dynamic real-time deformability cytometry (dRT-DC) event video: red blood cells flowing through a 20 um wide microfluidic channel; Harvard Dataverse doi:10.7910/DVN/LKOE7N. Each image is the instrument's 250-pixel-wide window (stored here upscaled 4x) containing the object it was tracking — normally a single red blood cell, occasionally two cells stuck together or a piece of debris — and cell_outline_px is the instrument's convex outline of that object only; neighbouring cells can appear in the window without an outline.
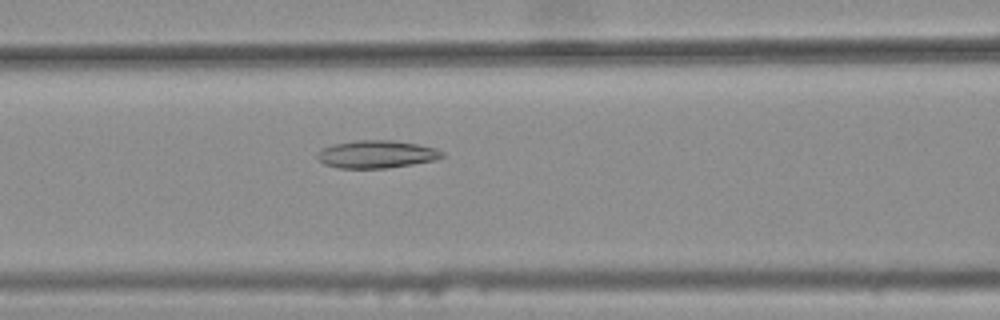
{"species": "common noctule bat (a hibernating species)", "species_latin": "Nyctalus noctula", "temperature_condition": "warm", "stored_images_in_passage": 46, "camera_frame_rate_fps": 3000, "um_per_image_px": 0.085, "animal": {"sex": "female", "body_mass_g": 25.1}, "frame": {"image": 1, "passage_image": 20, "time_ms": 6.333, "image_size_px": [1000, 320], "cell_outline_px": [[444, 156], [432, 160], [412, 164], [388, 168], [336, 168], [324, 164], [316, 156], [324, 148], [332, 144], [356, 140], [392, 140], [416, 144], [436, 148], [444, 152]], "centroid_in_image_um": [32.0, 13.11], "position_along_channel_um": 134.6, "area_um2": 20.0}}
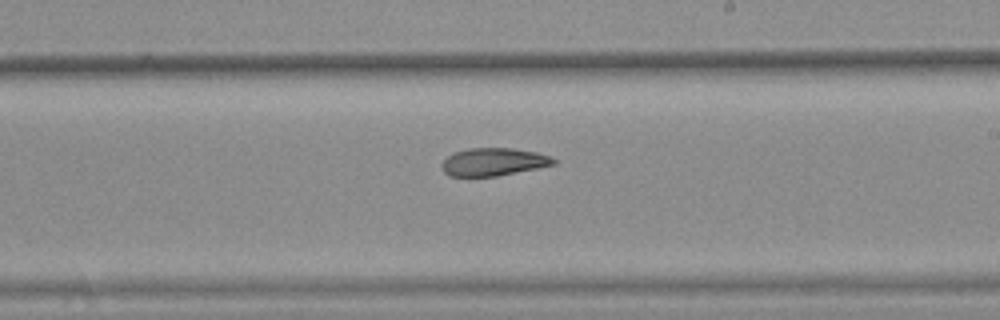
{"frame": {"image": 2, "passage_image": 29, "time_ms": 9.333, "image_size_px": [1000, 320], "cell_outline_px": [[556, 164], [496, 176], [448, 176], [444, 172], [440, 164], [448, 156], [456, 152], [468, 148], [512, 148], [536, 152], [552, 156], [556, 160]], "centroid_in_image_um": [41.95, 13.76], "position_along_channel_um": 247.1, "area_um2": 18.03}}
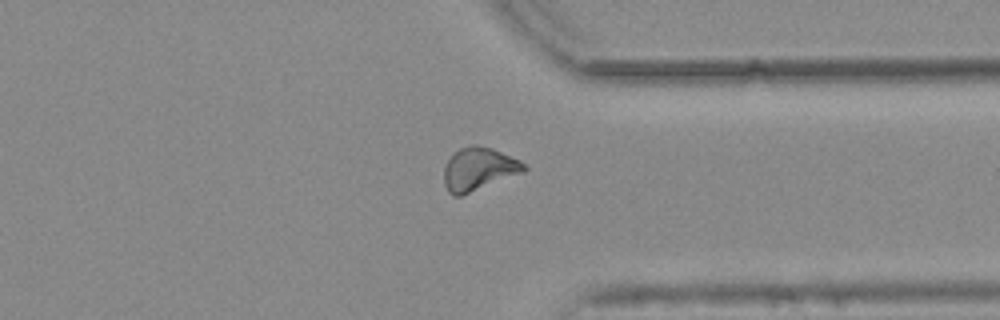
{"frame": {"image": 3, "passage_image": 39, "time_ms": 12.667, "image_size_px": [1000, 320], "cell_outline_px": [[528, 168], [524, 172], [460, 196], [452, 196], [448, 192], [444, 184], [444, 168], [448, 160], [460, 148], [472, 144], [476, 144], [492, 148], [520, 160]], "centroid_in_image_um": [40.69, 14.37], "position_along_channel_um": 370.7, "area_um2": 19.94}, "authors_computed_cell_mechanics": {"area_um2": 19.3341, "velocity_mm_per_s": 3.7597, "shape_relaxation_time_tau1_ms": null, "shape_relaxation_time_tau2_ms": 3.4135, "deformation_change_tau1": null, "deformation_change_tau2": 0.1025}}